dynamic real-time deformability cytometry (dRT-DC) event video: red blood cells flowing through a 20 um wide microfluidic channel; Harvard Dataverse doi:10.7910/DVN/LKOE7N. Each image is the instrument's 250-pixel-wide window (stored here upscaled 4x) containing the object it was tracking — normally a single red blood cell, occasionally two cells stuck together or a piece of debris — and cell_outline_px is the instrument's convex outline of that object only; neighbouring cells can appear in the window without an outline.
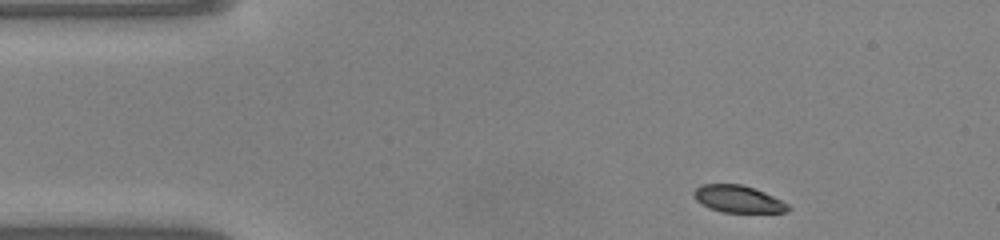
{"species": "common noctule bat (a hibernating species)", "species_latin": "Nyctalus noctula", "temperature_condition": "warm", "stored_images_in_passage": 36, "camera_frame_rate_fps": 3000, "um_per_image_px": 0.085, "animal": {"sex": "male", "body_mass_g": 20.0, "forearm_length_mm": 53.3}, "frame": {"image": 1, "passage_image": 1, "time_ms": 0.0, "image_size_px": [1000, 240], "cell_outline_px": [[792, 208], [788, 212], [720, 212], [700, 204], [692, 196], [692, 192], [700, 184], [740, 184], [764, 192], [788, 204]], "centroid_in_image_um": [62.69, 16.92], "position_along_channel_um": 22.3, "area_um2": 14.91}}
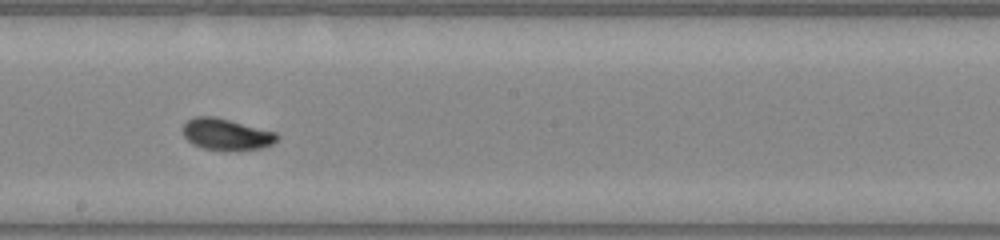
{"frame": {"image": 2, "passage_image": 21, "time_ms": 6.667, "image_size_px": [1000, 240], "cell_outline_px": [[280, 136], [272, 144], [260, 148], [236, 152], [204, 148], [192, 144], [184, 136], [184, 124], [188, 120], [196, 116], [216, 116], [276, 132]], "centroid_in_image_um": [19.27, 11.43], "position_along_channel_um": 228.9, "area_um2": 17.46}}
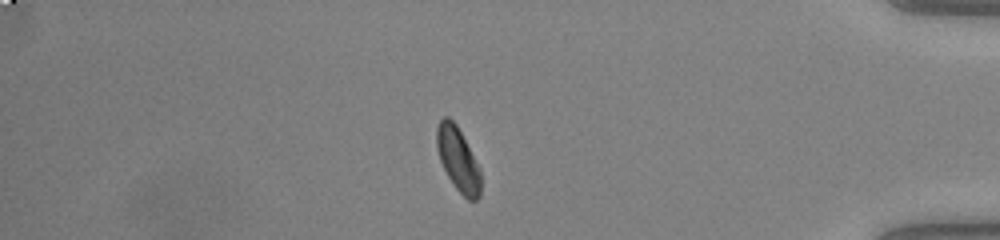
{"frame": {"image": 3, "passage_image": 36, "time_ms": 11.667, "image_size_px": [1000, 240], "cell_outline_px": [[480, 196], [476, 200], [468, 200], [456, 188], [448, 176], [440, 160], [436, 148], [436, 128], [440, 120], [444, 116], [448, 116], [456, 124], [480, 168]], "centroid_in_image_um": [38.92, 13.52], "position_along_channel_um": 396.3, "area_um2": 16.18}, "authors_computed_cell_mechanics": {"area_um2": 16.7331, "velocity_mm_per_s": 4.1211, "shape_relaxation_time_tau1_ms": 4.8501, "shape_relaxation_time_tau2_ms": null, "deformation_change_tau1": 0.1815, "deformation_change_tau2": null}}